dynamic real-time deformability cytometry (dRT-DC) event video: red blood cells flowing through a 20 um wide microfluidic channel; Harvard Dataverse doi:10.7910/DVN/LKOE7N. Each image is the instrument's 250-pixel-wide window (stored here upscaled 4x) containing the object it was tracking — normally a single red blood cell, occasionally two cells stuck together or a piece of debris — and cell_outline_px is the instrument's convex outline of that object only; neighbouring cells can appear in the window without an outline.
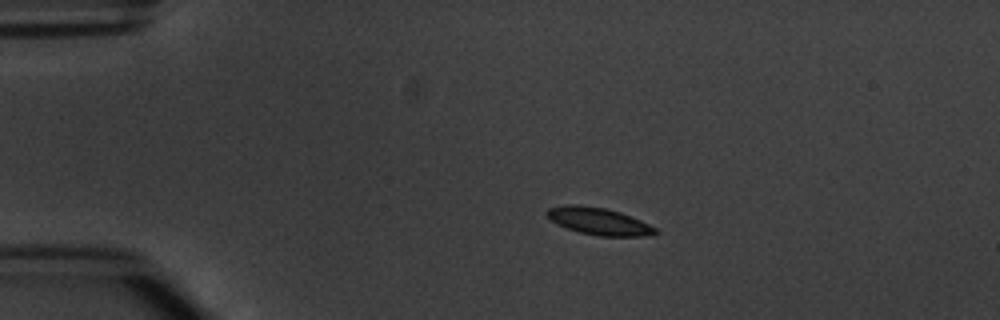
{"species": "common noctule bat (a hibernating species)", "species_latin": "Nyctalus noctula", "temperature_condition": "warm", "stored_images_in_passage": 4, "camera_frame_rate_fps": 3000, "um_per_image_px": 0.085, "animal": {"sex": "male", "body_mass_g": 20.1, "forearm_length_mm": 53.5}, "frame": {"image": 1, "passage_image": 2, "time_ms": 2.0, "image_size_px": [1000, 320], "cell_outline_px": [[660, 232], [644, 236], [600, 236], [580, 232], [556, 224], [544, 212], [548, 208], [564, 204], [576, 204], [604, 208], [620, 212], [640, 220], [656, 228]], "centroid_in_image_um": [50.87, 18.79], "position_along_channel_um": 34.1, "area_um2": 17.05}}
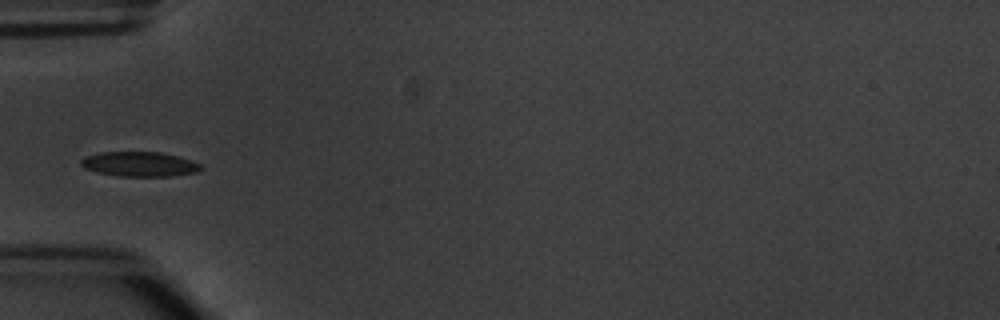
{"frame": {"image": 2, "passage_image": 4, "time_ms": 4.333, "image_size_px": [1000, 320], "cell_outline_px": [[204, 168], [200, 172], [172, 176], [116, 176], [96, 172], [84, 168], [80, 164], [80, 160], [88, 156], [100, 152], [160, 152], [176, 156], [200, 164]], "centroid_in_image_um": [11.86, 13.96], "position_along_channel_um": 73.1, "area_um2": 17.28}}